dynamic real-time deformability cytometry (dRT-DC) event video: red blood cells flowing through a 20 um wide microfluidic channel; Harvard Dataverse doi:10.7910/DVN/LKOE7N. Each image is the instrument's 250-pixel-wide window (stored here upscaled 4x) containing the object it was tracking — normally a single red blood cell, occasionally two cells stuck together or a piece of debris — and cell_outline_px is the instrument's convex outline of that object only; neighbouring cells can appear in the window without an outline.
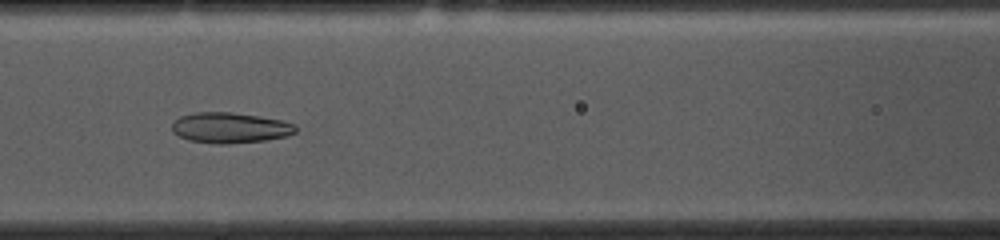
{"species": "common noctule bat (a hibernating species)", "species_latin": "Nyctalus noctula", "temperature_condition": "cold", "stored_images_in_passage": 53, "camera_frame_rate_fps": 3000, "um_per_image_px": 0.085, "animal": {"sex": "female", "body_mass_g": 10.0, "forearm_length_mm": 53.1}, "frame": {"image": 1, "passage_image": 22, "time_ms": 7.0, "image_size_px": [1000, 240], "cell_outline_px": [[296, 132], [288, 136], [264, 140], [228, 144], [220, 144], [188, 140], [172, 132], [172, 124], [180, 116], [196, 112], [232, 112], [260, 116], [280, 120], [296, 124]], "centroid_in_image_um": [19.57, 10.86], "position_along_channel_um": 147.0, "area_um2": 22.02}}
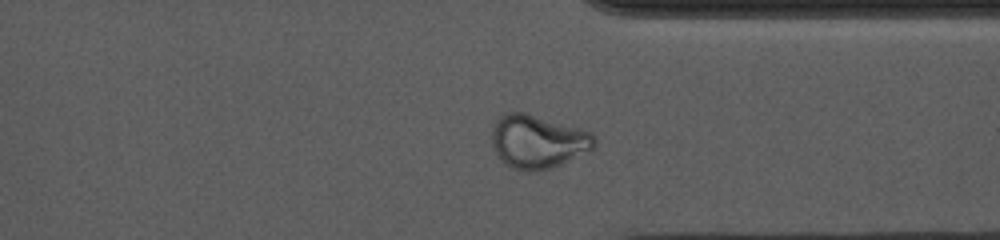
{"frame": {"image": 2, "passage_image": 40, "time_ms": 13.0, "image_size_px": [1000, 240], "cell_outline_px": [[596, 144], [592, 148], [552, 168], [540, 172], [528, 172], [512, 168], [504, 164], [496, 152], [492, 144], [492, 128], [496, 120], [500, 116], [508, 112], [524, 112], [580, 128], [592, 132], [596, 136]], "centroid_in_image_um": [45.7, 12.04], "position_along_channel_um": 365.7, "area_um2": 31.96}}
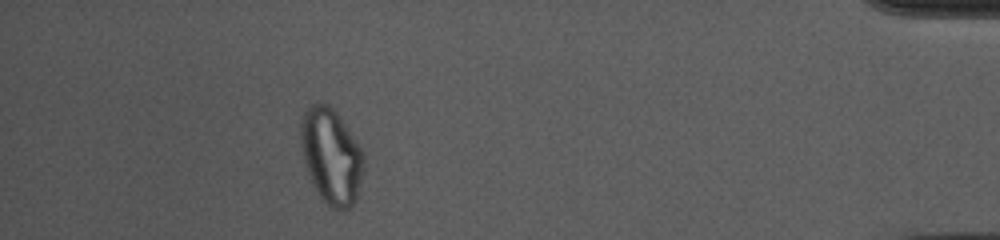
{"frame": {"image": 3, "passage_image": 48, "time_ms": 15.667, "image_size_px": [1000, 240], "cell_outline_px": [[364, 168], [356, 200], [352, 208], [344, 212], [336, 212], [320, 196], [312, 184], [300, 148], [300, 120], [304, 112], [312, 104], [328, 104], [340, 116], [360, 148], [364, 156]], "centroid_in_image_um": [28.15, 13.32], "position_along_channel_um": 407.0, "area_um2": 35.26}, "authors_computed_cell_mechanics": {"area_um2": 26.2412, "velocity_mm_per_s": 3.6873, "shape_relaxation_time_tau1_ms": null, "shape_relaxation_time_tau2_ms": 2.1104, "deformation_change_tau1": null, "deformation_change_tau2": 0.0794}}